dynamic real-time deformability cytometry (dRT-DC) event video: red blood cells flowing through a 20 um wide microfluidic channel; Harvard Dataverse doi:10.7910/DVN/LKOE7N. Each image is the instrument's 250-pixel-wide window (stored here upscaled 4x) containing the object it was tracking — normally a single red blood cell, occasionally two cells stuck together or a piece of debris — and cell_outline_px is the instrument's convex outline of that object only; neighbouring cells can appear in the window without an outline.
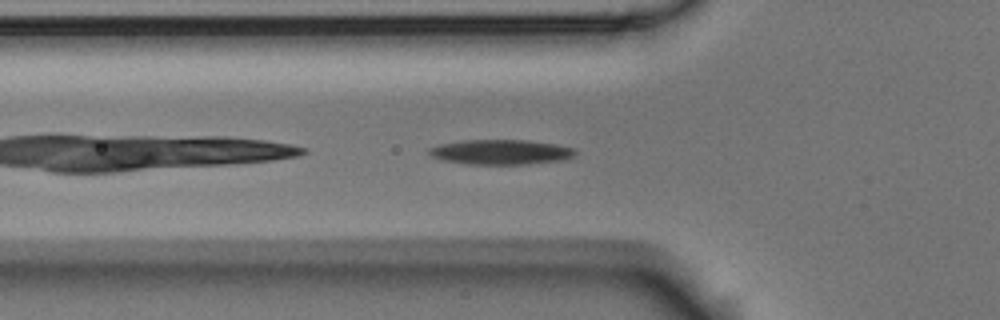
{"species": "Egyptian fruit bat (a non-hibernating species)", "species_latin": "Rousettus aegyptiacus", "temperature_condition": "room temperature", "stored_images_in_passage": 39, "camera_frame_rate_fps": 3000, "um_per_image_px": 0.085, "animal": {"sex": "male"}, "frame": {"image": 1, "passage_image": 3, "time_ms": 0.667, "image_size_px": [1000, 320], "cell_outline_px": [[576, 152], [572, 156], [560, 160], [524, 164], [468, 164], [444, 160], [432, 156], [428, 152], [428, 148], [440, 144], [464, 140], [528, 140], [556, 144], [572, 148]], "centroid_in_image_um": [42.53, 12.91], "position_along_channel_um": 83.3, "area_um2": 20.92}}
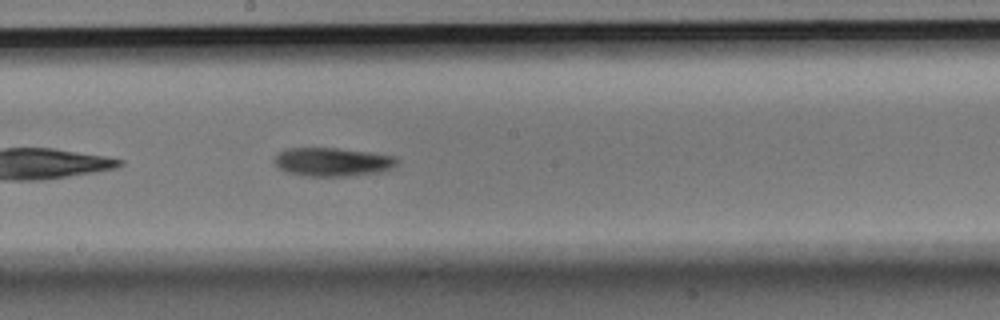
{"frame": {"image": 2, "passage_image": 14, "time_ms": 4.333, "image_size_px": [1000, 320], "cell_outline_px": [[400, 160], [396, 164], [380, 172], [348, 176], [304, 176], [284, 172], [272, 160], [280, 152], [288, 148], [336, 148], [368, 152], [396, 156]], "centroid_in_image_um": [28.24, 13.77], "position_along_channel_um": 220.0, "area_um2": 20.4}}
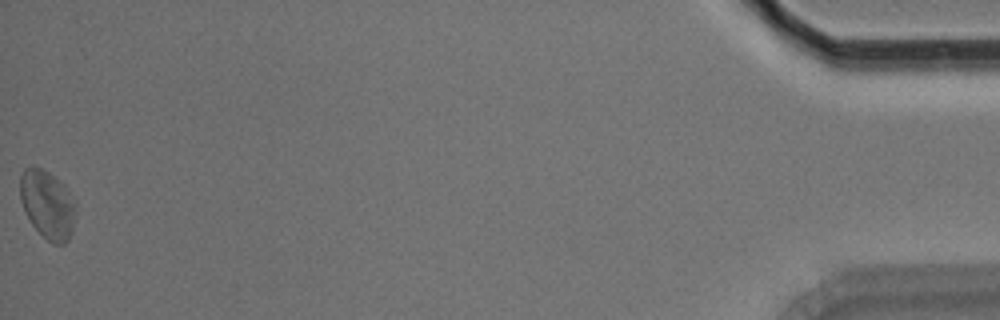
{"frame": {"image": 3, "passage_image": 39, "time_ms": 12.667, "image_size_px": [1000, 320], "cell_outline_px": [[76, 212], [72, 232], [68, 240], [64, 244], [52, 244], [32, 224], [20, 200], [20, 176], [24, 168], [40, 168], [48, 172], [64, 184], [76, 204]], "centroid_in_image_um": [4.06, 17.39], "position_along_channel_um": 431.1, "area_um2": 21.96}, "authors_computed_cell_mechanics": {"area_um2": 20.4034, "velocity_mm_per_s": 3.7114, "shape_relaxation_time_tau1_ms": 4.176, "shape_relaxation_time_tau2_ms": null, "deformation_change_tau1": 0.1182, "deformation_change_tau2": null}}